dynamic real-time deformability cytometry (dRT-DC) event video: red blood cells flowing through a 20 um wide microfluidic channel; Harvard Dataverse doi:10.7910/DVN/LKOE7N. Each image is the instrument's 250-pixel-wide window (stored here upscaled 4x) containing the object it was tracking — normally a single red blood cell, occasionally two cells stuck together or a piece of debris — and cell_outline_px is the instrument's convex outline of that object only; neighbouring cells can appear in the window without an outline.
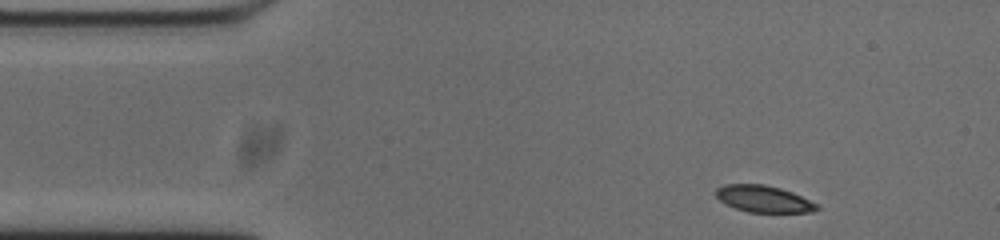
{"species": "common noctule bat (a hibernating species)", "species_latin": "Nyctalus noctula", "temperature_condition": "cold", "stored_images_in_passage": 48, "camera_frame_rate_fps": 3000, "um_per_image_px": 0.085, "animal": {"sex": "male", "body_mass_g": 20.0, "forearm_length_mm": 53.3}, "frame": {"image": 1, "passage_image": 1, "time_ms": 0.0, "image_size_px": [1000, 240], "cell_outline_px": [[820, 208], [812, 212], [748, 212], [736, 208], [720, 200], [716, 196], [716, 188], [724, 184], [764, 184], [780, 188], [792, 192], [820, 204]], "centroid_in_image_um": [64.95, 16.9], "position_along_channel_um": 20.1, "area_um2": 15.72}}
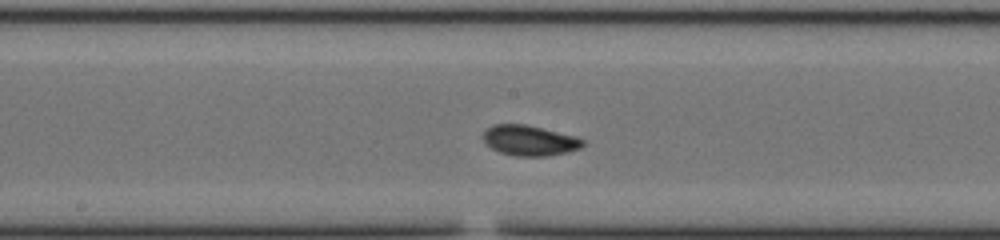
{"frame": {"image": 2, "passage_image": 21, "time_ms": 6.667, "image_size_px": [1000, 240], "cell_outline_px": [[584, 144], [580, 148], [568, 152], [548, 156], [516, 156], [500, 152], [492, 148], [480, 136], [492, 124], [524, 124], [576, 136], [584, 140]], "centroid_in_image_um": [45.01, 11.94], "position_along_channel_um": 203.2, "area_um2": 17.57}}
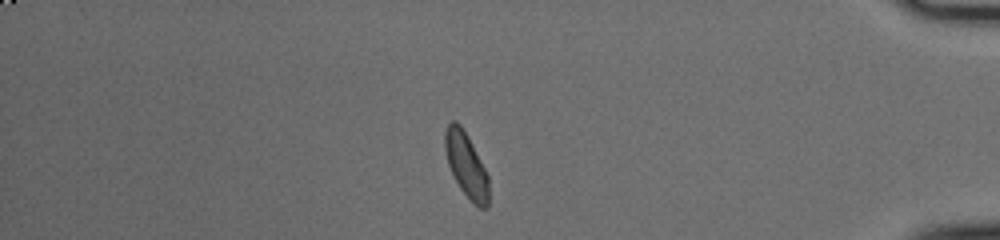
{"frame": {"image": 3, "passage_image": 40, "time_ms": 13.0, "image_size_px": [1000, 240], "cell_outline_px": [[488, 208], [480, 208], [460, 188], [448, 164], [444, 148], [444, 132], [448, 124], [452, 120], [456, 120], [460, 124], [468, 136], [488, 176]], "centroid_in_image_um": [39.61, 13.97], "position_along_channel_um": 395.6, "area_um2": 16.13}, "authors_computed_cell_mechanics": {"area_um2": 16.8487, "velocity_mm_per_s": 3.7231, "shape_relaxation_time_tau1_ms": 2.742, "shape_relaxation_time_tau2_ms": 3.9965, "deformation_change_tau1": 0.1119, "deformation_change_tau2": 0.0936}}